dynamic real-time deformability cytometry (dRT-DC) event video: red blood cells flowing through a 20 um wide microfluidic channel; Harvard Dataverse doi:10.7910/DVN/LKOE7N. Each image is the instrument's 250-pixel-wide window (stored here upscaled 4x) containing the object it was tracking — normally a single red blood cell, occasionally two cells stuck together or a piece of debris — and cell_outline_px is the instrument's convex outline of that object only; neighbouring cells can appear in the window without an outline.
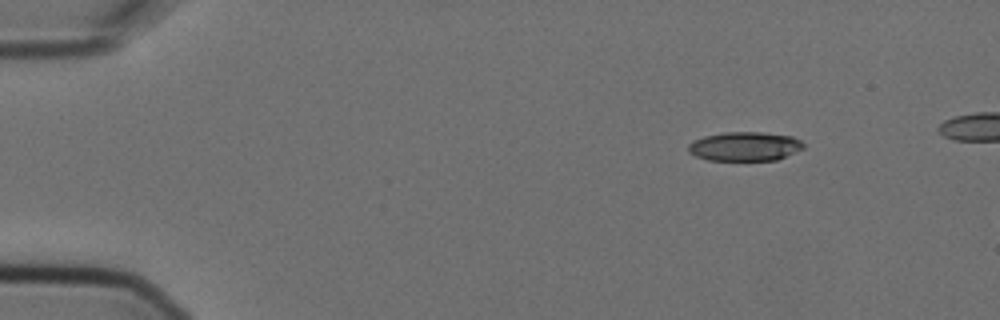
{"species": "Egyptian fruit bat (a non-hibernating species)", "species_latin": "Rousettus aegyptiacus", "temperature_condition": "cold", "stored_images_in_passage": 3, "camera_frame_rate_fps": 3000, "um_per_image_px": 0.085, "animal": {"sex": "female"}, "frame": {"image": 1, "passage_image": 1, "time_ms": 0.0, "image_size_px": [1000, 320], "cell_outline_px": [[804, 148], [776, 160], [708, 160], [696, 156], [688, 152], [688, 144], [692, 140], [704, 136], [724, 132], [760, 132], [792, 136], [800, 140], [804, 144]], "centroid_in_image_um": [63.28, 12.44], "position_along_channel_um": 21.7, "area_um2": 19.54}}